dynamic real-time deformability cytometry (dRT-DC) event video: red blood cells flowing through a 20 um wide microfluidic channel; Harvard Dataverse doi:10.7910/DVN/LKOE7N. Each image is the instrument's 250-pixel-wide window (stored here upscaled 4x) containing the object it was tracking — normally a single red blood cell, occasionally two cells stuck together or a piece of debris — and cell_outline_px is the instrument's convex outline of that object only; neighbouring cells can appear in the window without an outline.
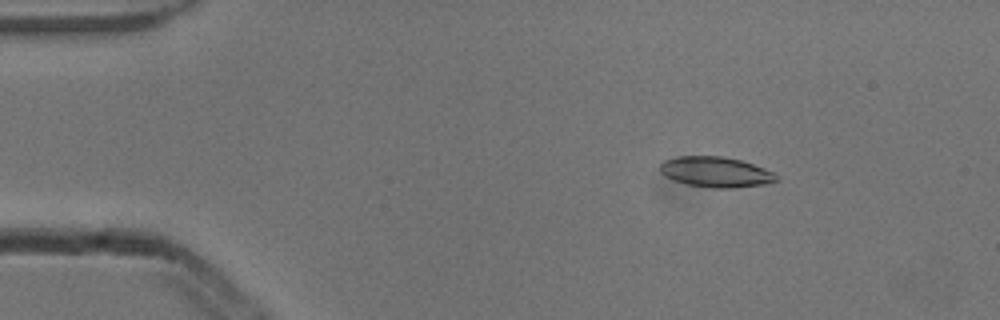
{"species": "common noctule bat (a hibernating species)", "species_latin": "Nyctalus noctula", "temperature_condition": "cold", "stored_images_in_passage": 4, "camera_frame_rate_fps": 3000, "um_per_image_px": 0.085, "animal": {"sex": "male", "body_mass_g": 13.3}, "frame": {"image": 1, "passage_image": 2, "time_ms": 0.333, "image_size_px": [1000, 320], "cell_outline_px": [[776, 180], [764, 184], [732, 188], [712, 188], [688, 184], [672, 180], [664, 176], [660, 172], [660, 164], [664, 160], [676, 156], [724, 156], [740, 160], [776, 172]], "centroid_in_image_um": [60.8, 14.61], "position_along_channel_um": 24.2, "area_um2": 20.63}}